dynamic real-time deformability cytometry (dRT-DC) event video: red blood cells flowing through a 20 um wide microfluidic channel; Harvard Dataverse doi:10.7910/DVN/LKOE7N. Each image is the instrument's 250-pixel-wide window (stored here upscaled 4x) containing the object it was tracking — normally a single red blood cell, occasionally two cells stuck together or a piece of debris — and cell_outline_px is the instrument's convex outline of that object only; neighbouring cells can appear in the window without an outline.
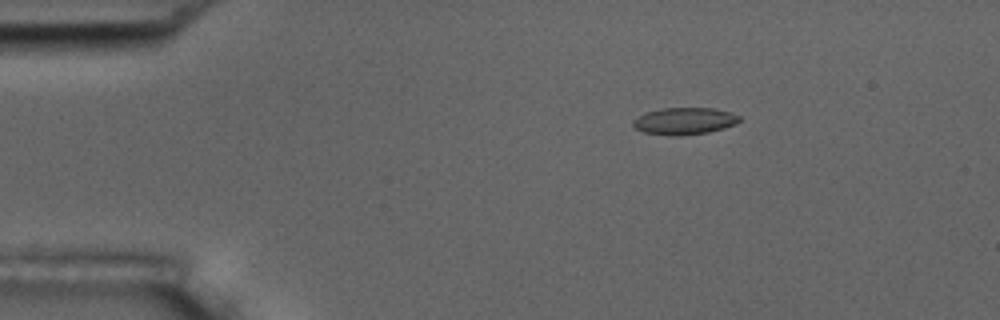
{"species": "common noctule bat (a hibernating species)", "species_latin": "Nyctalus noctula", "temperature_condition": "room temperature", "stored_images_in_passage": 5, "camera_frame_rate_fps": 3000, "um_per_image_px": 0.085, "animal": {"sex": "male", "body_mass_g": 17.5, "forearm_length_mm": 52.3}, "frame": {"image": 1, "passage_image": 3, "time_ms": 2.333, "image_size_px": [1000, 320], "cell_outline_px": [[740, 120], [736, 124], [724, 128], [708, 132], [680, 136], [668, 136], [644, 132], [636, 128], [632, 124], [632, 120], [648, 112], [660, 108], [712, 108], [732, 112], [740, 116]], "centroid_in_image_um": [58.2, 10.29], "position_along_channel_um": 26.8, "area_um2": 16.76}}